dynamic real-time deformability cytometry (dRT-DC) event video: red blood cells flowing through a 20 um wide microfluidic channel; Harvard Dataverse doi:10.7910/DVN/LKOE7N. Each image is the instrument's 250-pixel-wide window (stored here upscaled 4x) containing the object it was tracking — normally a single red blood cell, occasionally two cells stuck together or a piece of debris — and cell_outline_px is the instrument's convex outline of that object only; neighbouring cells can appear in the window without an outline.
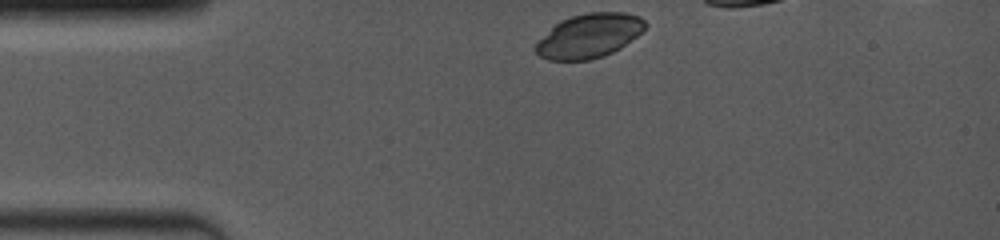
{"species": "common noctule bat (a hibernating species)", "species_latin": "Nyctalus noctula", "temperature_condition": "room temperature", "stored_images_in_passage": 16, "camera_frame_rate_fps": 4000, "um_per_image_px": 0.085, "animal": {"sex": "female", "body_mass_g": 19.0, "forearm_length_mm": 53.3}, "frame": {"image": 1, "passage_image": 1, "time_ms": 0.0, "image_size_px": [1000, 240], "cell_outline_px": [[648, 24], [636, 36], [620, 48], [604, 56], [588, 60], [548, 60], [540, 56], [532, 48], [560, 20], [572, 16], [588, 12], [624, 12], [640, 16]], "centroid_in_image_um": [50.09, 3.04], "position_along_channel_um": 34.9, "area_um2": 27.92}}